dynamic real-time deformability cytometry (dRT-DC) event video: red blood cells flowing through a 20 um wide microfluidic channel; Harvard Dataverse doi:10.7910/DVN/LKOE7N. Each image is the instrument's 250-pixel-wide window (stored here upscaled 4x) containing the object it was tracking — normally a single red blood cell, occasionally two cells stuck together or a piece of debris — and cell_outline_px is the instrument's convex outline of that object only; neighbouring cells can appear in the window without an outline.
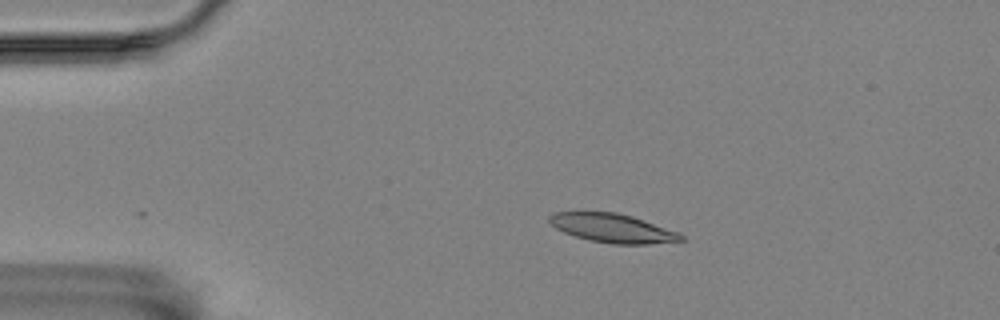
{"species": "Egyptian fruit bat (a non-hibernating species)", "species_latin": "Rousettus aegyptiacus", "temperature_condition": "room temperature", "stored_images_in_passage": 35, "camera_frame_rate_fps": 3000, "um_per_image_px": 0.085, "animal": {"sex": "female"}, "frame": {"image": 1, "passage_image": 1, "time_ms": 0.0, "image_size_px": [1000, 320], "cell_outline_px": [[684, 240], [648, 244], [612, 244], [588, 240], [564, 232], [556, 228], [548, 220], [548, 216], [556, 212], [616, 212], [632, 216], [676, 232], [684, 236]], "centroid_in_image_um": [52.03, 19.39], "position_along_channel_um": 33.0, "area_um2": 21.79}}
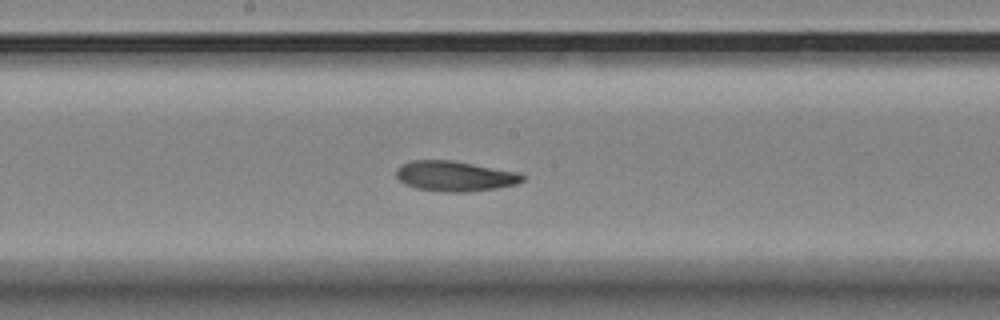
{"frame": {"image": 2, "passage_image": 20, "time_ms": 6.333, "image_size_px": [1000, 320], "cell_outline_px": [[524, 180], [516, 184], [496, 188], [468, 192], [448, 192], [416, 188], [404, 184], [396, 176], [396, 168], [412, 160], [452, 160], [520, 172], [524, 176]], "centroid_in_image_um": [38.68, 14.97], "position_along_channel_um": 209.5, "area_um2": 22.25}}
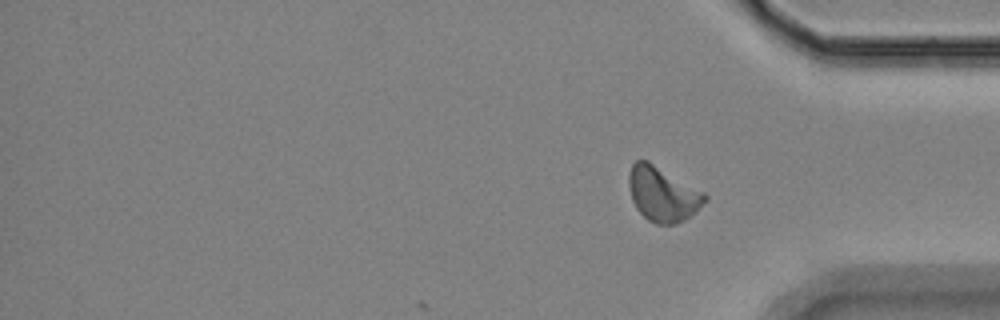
{"frame": {"image": 3, "passage_image": 35, "time_ms": 11.333, "image_size_px": [1000, 320], "cell_outline_px": [[708, 200], [684, 220], [676, 224], [656, 224], [648, 220], [636, 208], [632, 200], [628, 184], [628, 176], [632, 164], [636, 160], [648, 160], [704, 192], [708, 196]], "centroid_in_image_um": [56.31, 16.49], "position_along_channel_um": 378.9, "area_um2": 24.16}, "authors_computed_cell_mechanics": {"area_um2": 22.253, "velocity_mm_per_s": 3.4956, "shape_relaxation_time_tau1_ms": 6.3186, "shape_relaxation_time_tau2_ms": 3.0011, "deformation_change_tau1": 0.18, "deformation_change_tau2": 0.0887}}